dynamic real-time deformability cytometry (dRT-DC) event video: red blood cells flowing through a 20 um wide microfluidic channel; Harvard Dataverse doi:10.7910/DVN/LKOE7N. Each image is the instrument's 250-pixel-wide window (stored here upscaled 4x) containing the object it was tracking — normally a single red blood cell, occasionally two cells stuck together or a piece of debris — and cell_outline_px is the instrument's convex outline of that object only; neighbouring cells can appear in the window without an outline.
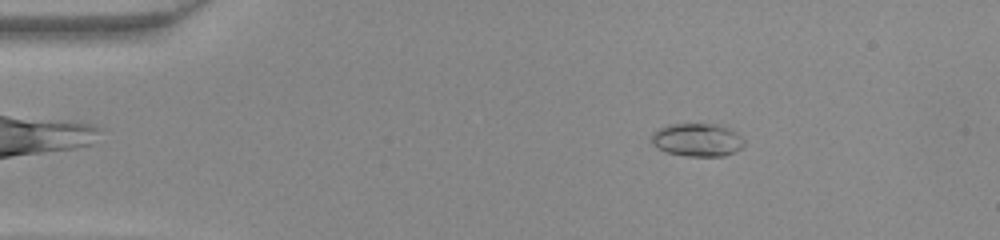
{"species": "common noctule bat (a hibernating species)", "species_latin": "Nyctalus noctula", "temperature_condition": "warm", "stored_images_in_passage": 44, "camera_frame_rate_fps": 3000, "um_per_image_px": 0.085, "animal": {"sex": "female", "body_mass_g": 22.0, "forearm_length_mm": 56.7}, "frame": {"image": 1, "passage_image": 4, "time_ms": 1.0, "image_size_px": [1000, 240], "cell_outline_px": [[744, 144], [740, 148], [724, 156], [688, 156], [668, 152], [652, 144], [652, 136], [660, 128], [672, 124], [712, 124], [736, 132], [744, 140]], "centroid_in_image_um": [59.27, 11.9], "position_along_channel_um": 25.7, "area_um2": 17.28}}
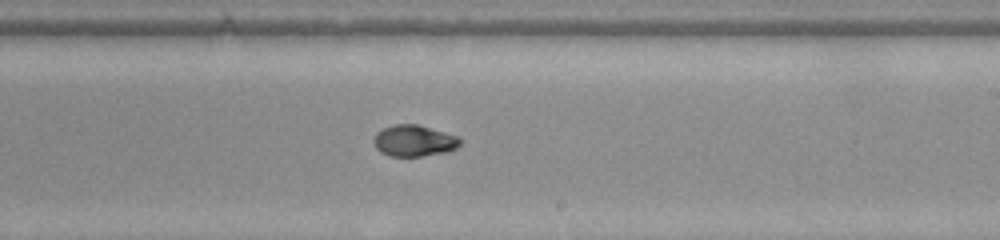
{"frame": {"image": 2, "passage_image": 25, "time_ms": 8.0, "image_size_px": [1000, 240], "cell_outline_px": [[464, 140], [456, 148], [448, 152], [420, 156], [392, 156], [380, 152], [376, 148], [372, 140], [384, 128], [396, 124], [416, 124], [444, 132], [456, 136]], "centroid_in_image_um": [35.22, 11.97], "position_along_channel_um": 253.8, "area_um2": 15.61}}
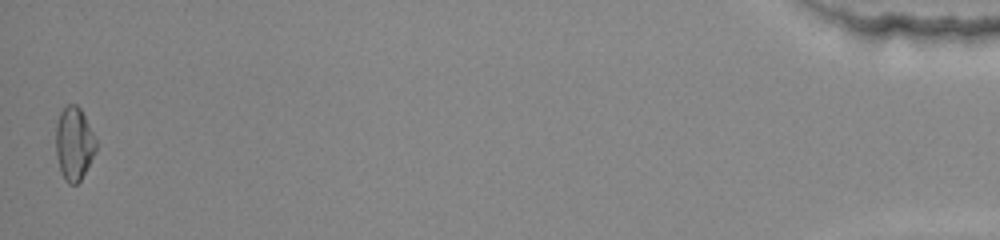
{"frame": {"image": 3, "passage_image": 44, "time_ms": 14.333, "image_size_px": [1000, 240], "cell_outline_px": [[96, 152], [80, 180], [76, 184], [68, 184], [64, 180], [60, 172], [56, 156], [56, 124], [60, 112], [68, 104], [76, 104], [80, 108], [96, 140]], "centroid_in_image_um": [6.27, 12.23], "position_along_channel_um": 428.9, "area_um2": 17.11}}